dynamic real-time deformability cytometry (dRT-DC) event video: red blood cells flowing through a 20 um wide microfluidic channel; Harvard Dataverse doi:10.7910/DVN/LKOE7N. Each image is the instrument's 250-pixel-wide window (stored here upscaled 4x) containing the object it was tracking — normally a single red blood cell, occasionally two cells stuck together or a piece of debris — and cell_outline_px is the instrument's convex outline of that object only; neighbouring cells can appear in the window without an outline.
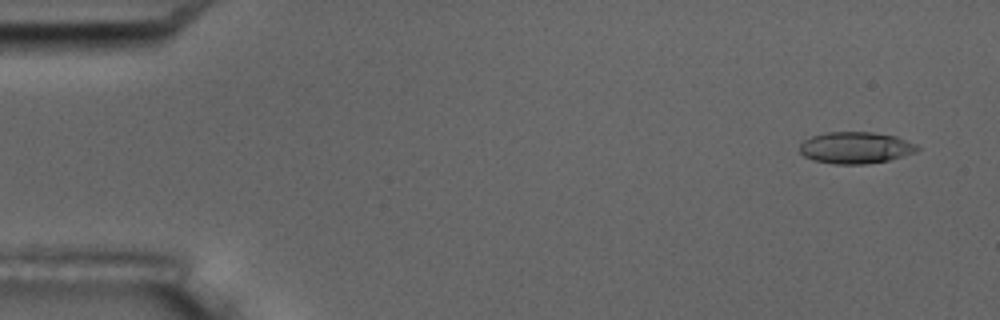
{"species": "common noctule bat (a hibernating species)", "species_latin": "Nyctalus noctula", "temperature_condition": "room temperature", "stored_images_in_passage": 2, "segment_of_instrument_passage": [2, 2], "camera_frame_rate_fps": 3000, "um_per_image_px": 0.085, "animal": {"sex": "male", "body_mass_g": 17.5, "forearm_length_mm": 52.3}, "frame": {"image": 1, "passage_image": 2, "time_ms": 2.0, "image_size_px": [1000, 320], "cell_outline_px": [[920, 148], [916, 152], [888, 160], [864, 164], [836, 164], [812, 160], [804, 156], [800, 152], [800, 144], [804, 140], [812, 136], [828, 132], [872, 132], [896, 136], [916, 144]], "centroid_in_image_um": [72.72, 12.55], "position_along_channel_um": 12.3, "area_um2": 21.62}}